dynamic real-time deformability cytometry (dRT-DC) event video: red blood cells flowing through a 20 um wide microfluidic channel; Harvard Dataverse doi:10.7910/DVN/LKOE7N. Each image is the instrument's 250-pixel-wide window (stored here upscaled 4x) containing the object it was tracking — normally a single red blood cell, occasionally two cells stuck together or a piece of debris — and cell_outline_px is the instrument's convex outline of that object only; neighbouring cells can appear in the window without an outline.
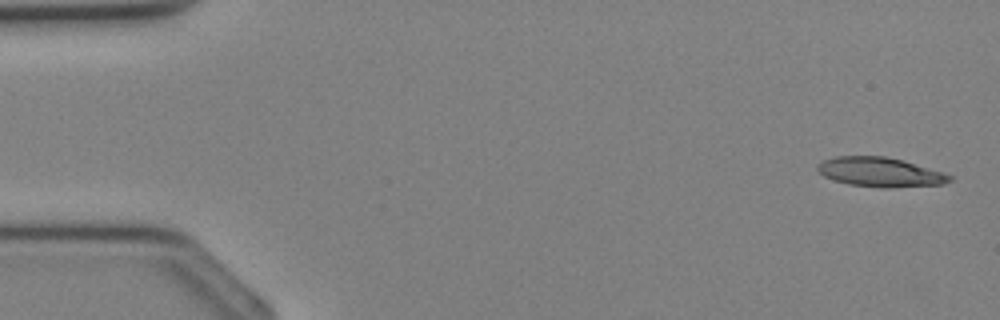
{"species": "Egyptian fruit bat (a non-hibernating species)", "species_latin": "Rousettus aegyptiacus", "temperature_condition": "cold", "stored_images_in_passage": 8, "camera_frame_rate_fps": 3000, "um_per_image_px": 0.085, "animal": {"sex": "female"}, "frame": {"image": 1, "passage_image": 1, "time_ms": 0.0, "image_size_px": [1000, 320], "cell_outline_px": [[952, 180], [944, 184], [848, 184], [824, 176], [816, 168], [824, 160], [836, 156], [884, 156], [904, 160], [944, 172], [952, 176]], "centroid_in_image_um": [74.8, 14.55], "position_along_channel_um": 10.2, "area_um2": 21.15}}